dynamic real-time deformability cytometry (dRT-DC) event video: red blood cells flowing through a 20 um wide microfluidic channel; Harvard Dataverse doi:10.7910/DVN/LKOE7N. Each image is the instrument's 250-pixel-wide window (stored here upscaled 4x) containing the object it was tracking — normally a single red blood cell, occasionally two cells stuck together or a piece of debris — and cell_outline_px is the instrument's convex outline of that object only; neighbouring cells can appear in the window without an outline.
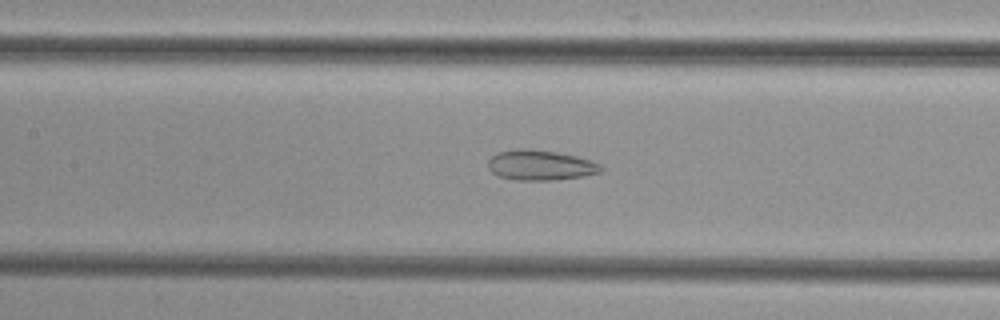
{"species": "common noctule bat (a hibernating species)", "species_latin": "Nyctalus noctula", "temperature_condition": "cold", "stored_images_in_passage": 37, "camera_frame_rate_fps": 3000, "um_per_image_px": 0.085, "animal": {"sex": "female", "body_mass_g": 29.2, "forearm_length_mm": 56.3}, "frame": {"image": 1, "passage_image": 9, "time_ms": 2.667, "image_size_px": [1000, 320], "cell_outline_px": [[604, 172], [584, 176], [552, 180], [516, 180], [496, 176], [488, 168], [488, 160], [496, 152], [516, 148], [528, 148], [556, 152], [576, 156], [592, 160], [600, 164], [604, 168]], "centroid_in_image_um": [45.94, 14.04], "position_along_channel_um": 161.5, "area_um2": 20.23}}
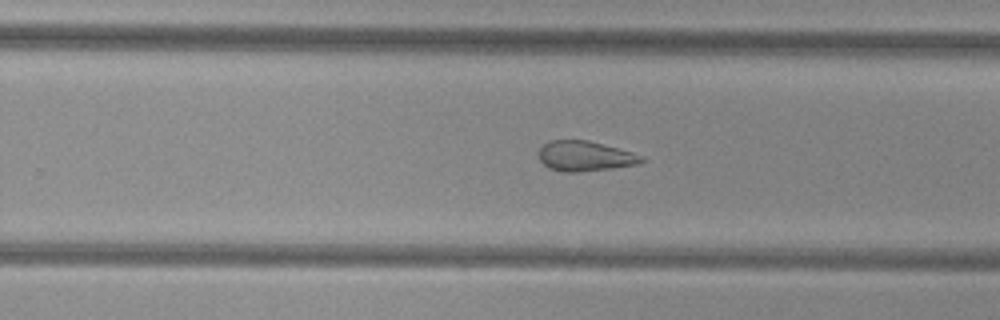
{"frame": {"image": 2, "passage_image": 18, "time_ms": 5.667, "image_size_px": [1000, 320], "cell_outline_px": [[648, 160], [640, 164], [612, 168], [576, 172], [564, 172], [548, 168], [540, 160], [540, 148], [544, 144], [552, 140], [588, 140], [632, 152], [644, 156]], "centroid_in_image_um": [49.78, 13.27], "position_along_channel_um": 280.0, "area_um2": 18.03}}
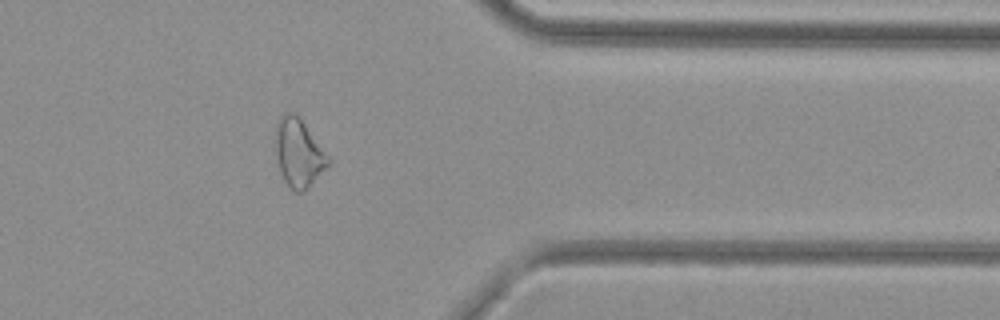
{"frame": {"image": 3, "passage_image": 27, "time_ms": 8.667, "image_size_px": [1000, 320], "cell_outline_px": [[332, 164], [304, 192], [296, 192], [284, 180], [280, 172], [276, 156], [276, 124], [280, 116], [284, 112], [292, 112], [304, 124], [332, 160]], "centroid_in_image_um": [25.41, 13.04], "position_along_channel_um": 386.0, "area_um2": 20.87}}